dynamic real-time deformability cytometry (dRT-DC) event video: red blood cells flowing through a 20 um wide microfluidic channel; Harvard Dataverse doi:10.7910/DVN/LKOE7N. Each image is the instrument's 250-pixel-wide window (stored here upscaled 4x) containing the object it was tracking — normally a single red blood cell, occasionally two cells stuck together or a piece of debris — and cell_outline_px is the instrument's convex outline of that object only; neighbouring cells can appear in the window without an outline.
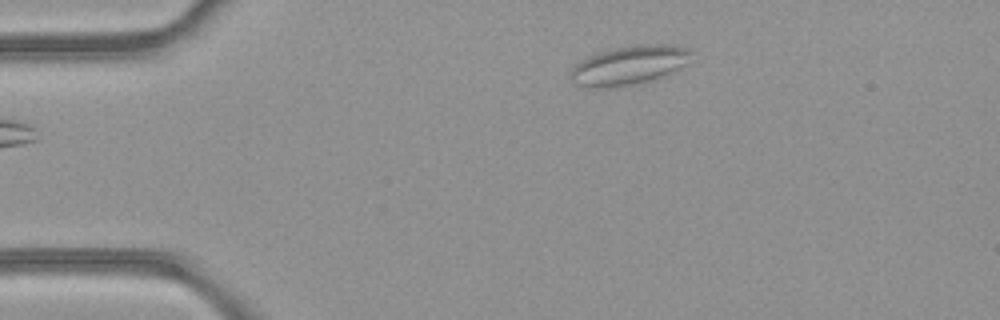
{"species": "common noctule bat (a hibernating species)", "species_latin": "Nyctalus noctula", "temperature_condition": "room temperature", "stored_images_in_passage": 40, "camera_frame_rate_fps": 3000, "um_per_image_px": 0.085, "animal": {"sex": "female", "body_mass_g": 21.9}, "frame": {"image": 1, "passage_image": 1, "time_ms": 0.0, "image_size_px": [1000, 320], "cell_outline_px": [[696, 52], [676, 68], [660, 76], [648, 80], [608, 88], [596, 88], [576, 84], [568, 76], [568, 72], [580, 60], [596, 52], [612, 48], [640, 44], [668, 44], [692, 48]], "centroid_in_image_um": [53.4, 5.51], "position_along_channel_um": 31.6, "area_um2": 27.11}}
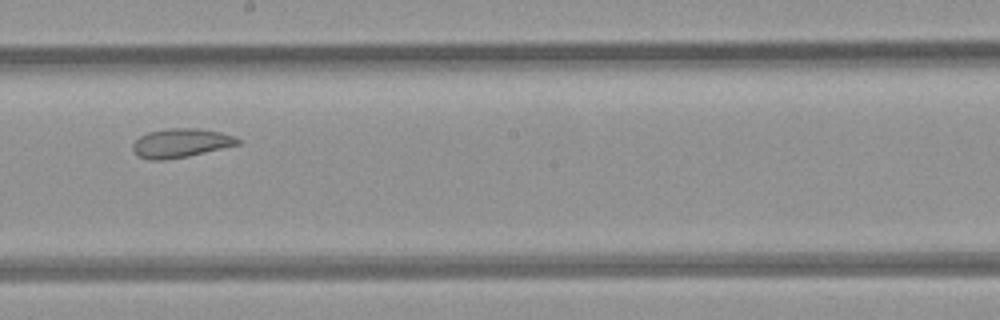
{"frame": {"image": 2, "passage_image": 19, "time_ms": 6.0, "image_size_px": [1000, 320], "cell_outline_px": [[240, 144], [188, 156], [160, 160], [148, 160], [140, 156], [132, 148], [132, 144], [140, 136], [148, 132], [168, 128], [196, 128], [220, 132], [236, 136], [240, 140]], "centroid_in_image_um": [15.38, 12.15], "position_along_channel_um": 232.8, "area_um2": 17.57}}
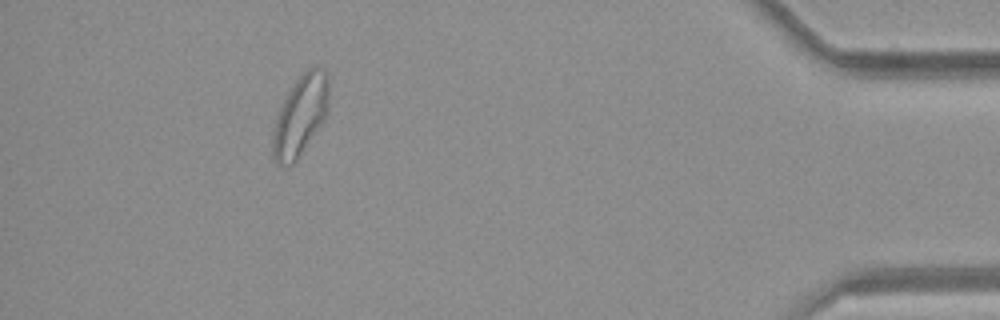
{"frame": {"image": 3, "passage_image": 36, "time_ms": 11.667, "image_size_px": [1000, 320], "cell_outline_px": [[328, 112], [296, 160], [288, 168], [276, 164], [272, 156], [272, 136], [276, 116], [284, 96], [296, 80], [308, 68], [316, 64], [324, 68], [328, 72]], "centroid_in_image_um": [25.51, 9.79], "position_along_channel_um": 409.7, "area_um2": 26.47}, "authors_computed_cell_mechanics": {"area_um2": 21.2126, "velocity_mm_per_s": 4.2287, "shape_relaxation_time_tau1_ms": null, "shape_relaxation_time_tau2_ms": 2.069, "deformation_change_tau1": null, "deformation_change_tau2": 0.0808}}